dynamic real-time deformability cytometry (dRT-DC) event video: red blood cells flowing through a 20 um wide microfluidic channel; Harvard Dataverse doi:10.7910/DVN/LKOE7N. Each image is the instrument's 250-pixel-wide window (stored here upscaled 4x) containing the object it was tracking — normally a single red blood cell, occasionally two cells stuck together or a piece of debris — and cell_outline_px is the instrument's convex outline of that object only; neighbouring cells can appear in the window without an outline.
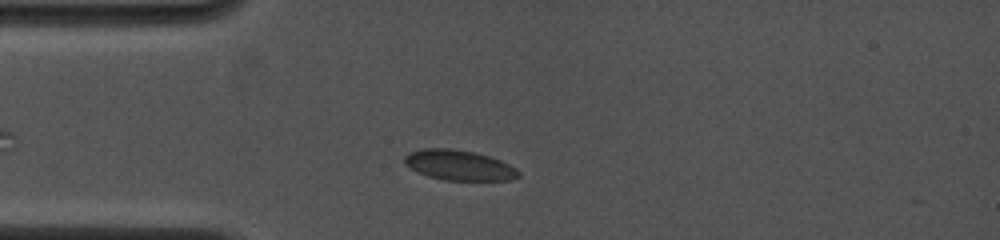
{"species": "common noctule bat (a hibernating species)", "species_latin": "Nyctalus noctula", "temperature_condition": "cold", "stored_images_in_passage": 6, "camera_frame_rate_fps": 4000, "um_per_image_px": 0.085, "animal": {"sex": "female", "body_mass_g": 19.0, "forearm_length_mm": 53.3}, "frame": {"image": 1, "passage_image": 5, "time_ms": 2.25, "image_size_px": [1000, 240], "cell_outline_px": [[520, 176], [508, 180], [444, 180], [428, 176], [404, 164], [404, 156], [408, 152], [424, 148], [452, 148], [472, 152], [488, 156], [500, 160], [516, 168], [520, 172]], "centroid_in_image_um": [39.01, 14.03], "position_along_channel_um": 46.0, "area_um2": 19.94}}